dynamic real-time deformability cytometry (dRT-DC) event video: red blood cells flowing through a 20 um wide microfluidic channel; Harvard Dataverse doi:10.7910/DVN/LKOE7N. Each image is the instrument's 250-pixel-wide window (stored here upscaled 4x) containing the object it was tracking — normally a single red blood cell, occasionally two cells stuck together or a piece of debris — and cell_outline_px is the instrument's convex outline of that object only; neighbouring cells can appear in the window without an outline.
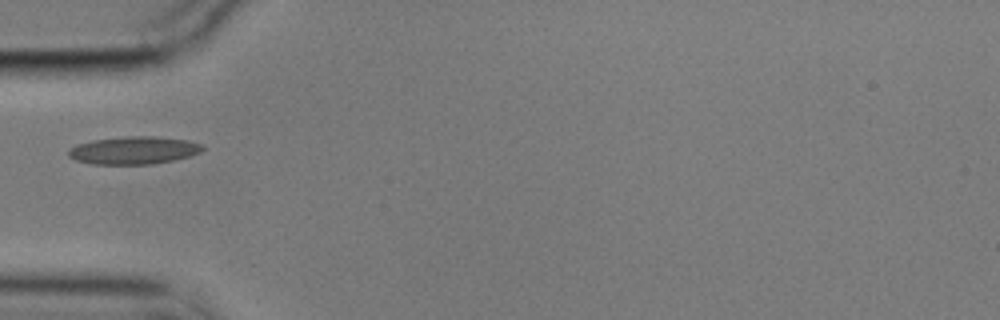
{"species": "common noctule bat (a hibernating species)", "species_latin": "Nyctalus noctula", "temperature_condition": "cold", "stored_images_in_passage": 10, "camera_frame_rate_fps": 3000, "um_per_image_px": 0.085, "animal": {"sex": "male", "body_mass_g": 17.9}, "frame": {"image": 1, "passage_image": 1, "time_ms": 0.0, "image_size_px": [1000, 320], "cell_outline_px": [[204, 148], [200, 152], [188, 156], [172, 160], [152, 164], [92, 164], [76, 160], [68, 156], [68, 148], [76, 144], [96, 140], [128, 136], [156, 136], [188, 140], [204, 144]], "centroid_in_image_um": [11.37, 12.77], "position_along_channel_um": 73.6, "area_um2": 21.62}}
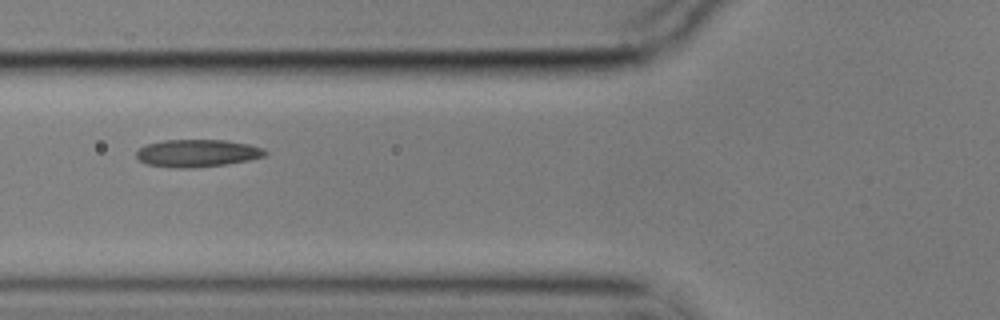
{"frame": {"image": 2, "passage_image": 4, "time_ms": 1.0, "image_size_px": [1000, 320], "cell_outline_px": [[268, 152], [264, 156], [248, 160], [224, 164], [192, 168], [176, 168], [148, 164], [140, 160], [136, 156], [136, 152], [140, 148], [148, 144], [164, 140], [224, 140], [248, 144], [264, 148]], "centroid_in_image_um": [16.78, 13.02], "position_along_channel_um": 109.0, "area_um2": 20.4}}
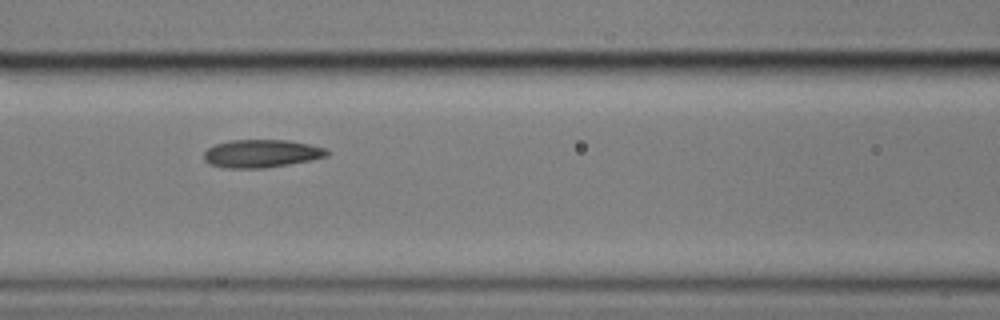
{"frame": {"image": 3, "passage_image": 7, "time_ms": 2.0, "image_size_px": [1000, 320], "cell_outline_px": [[328, 156], [312, 160], [264, 168], [224, 168], [208, 164], [204, 160], [204, 152], [208, 148], [216, 144], [232, 140], [288, 140], [308, 144], [324, 148], [328, 152]], "centroid_in_image_um": [22.19, 13.06], "position_along_channel_um": 144.4, "area_um2": 20.0}}